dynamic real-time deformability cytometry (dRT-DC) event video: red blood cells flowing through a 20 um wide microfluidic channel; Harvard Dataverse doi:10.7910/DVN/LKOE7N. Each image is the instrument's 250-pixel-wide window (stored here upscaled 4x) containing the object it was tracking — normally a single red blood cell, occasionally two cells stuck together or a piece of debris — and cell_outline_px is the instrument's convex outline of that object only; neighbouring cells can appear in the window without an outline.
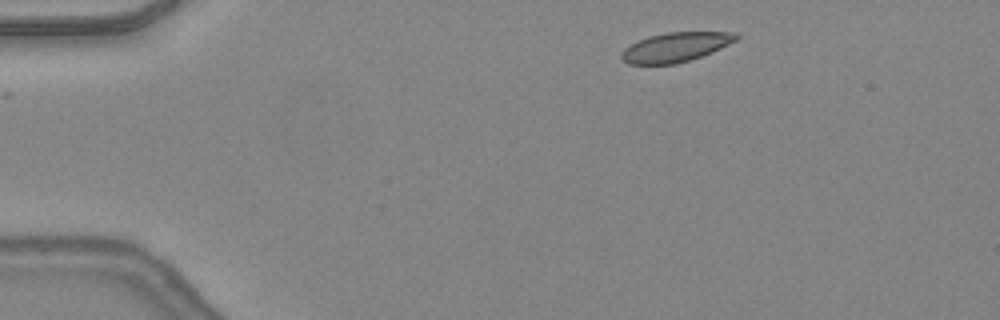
{"species": "common noctule bat (a hibernating species)", "species_latin": "Nyctalus noctula", "temperature_condition": "warm", "stored_images_in_passage": 12, "camera_frame_rate_fps": 3000, "um_per_image_px": 0.085, "animal": {"sex": "female", "body_mass_g": 24.6, "forearm_length_mm": 56.2}, "frame": {"image": 1, "passage_image": 3, "time_ms": 0.667, "image_size_px": [1000, 320], "cell_outline_px": [[740, 36], [736, 40], [712, 52], [676, 64], [628, 64], [620, 60], [620, 52], [624, 48], [648, 36], [664, 32], [736, 32]], "centroid_in_image_um": [57.38, 4.0], "position_along_channel_um": 27.6, "area_um2": 19.65}}
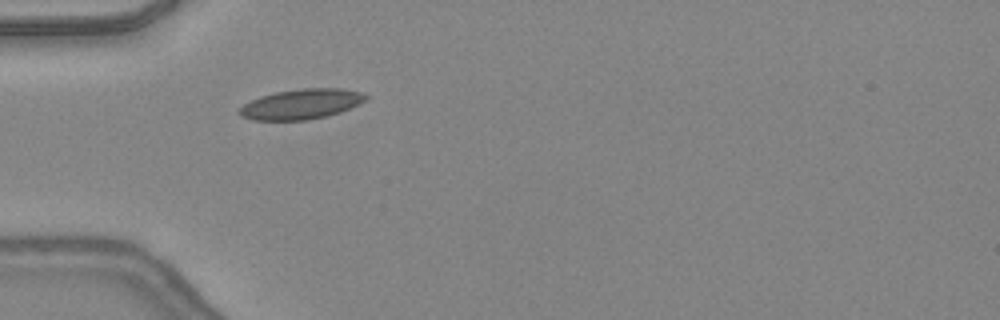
{"frame": {"image": 2, "passage_image": 10, "time_ms": 3.0, "image_size_px": [1000, 320], "cell_outline_px": [[368, 100], [340, 112], [324, 116], [304, 120], [252, 120], [240, 116], [236, 112], [244, 104], [260, 96], [276, 92], [304, 88], [344, 88], [360, 92], [368, 96]], "centroid_in_image_um": [25.6, 8.84], "position_along_channel_um": 59.4, "area_um2": 22.14}}